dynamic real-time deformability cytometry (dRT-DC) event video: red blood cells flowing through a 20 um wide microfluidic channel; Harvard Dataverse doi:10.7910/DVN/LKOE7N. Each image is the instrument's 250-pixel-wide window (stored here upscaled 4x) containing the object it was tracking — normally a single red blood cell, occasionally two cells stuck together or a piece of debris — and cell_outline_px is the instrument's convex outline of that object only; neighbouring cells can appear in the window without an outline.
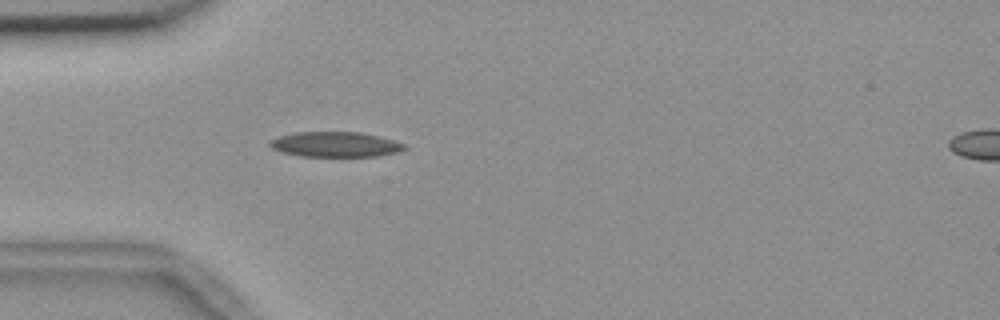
{"species": "common noctule bat (a hibernating species)", "species_latin": "Nyctalus noctula", "temperature_condition": "room temperature", "stored_images_in_passage": 5, "segment_of_instrument_passage": [1, 2], "camera_frame_rate_fps": 3000, "um_per_image_px": 0.085, "animal": {"sex": "female", "body_mass_g": 18.4}, "frame": {"image": 1, "passage_image": 4, "time_ms": 1.0, "image_size_px": [1000, 320], "cell_outline_px": [[408, 148], [400, 152], [376, 156], [300, 156], [280, 152], [272, 148], [268, 144], [272, 140], [280, 136], [296, 132], [360, 132], [392, 140], [404, 144]], "centroid_in_image_um": [28.5, 12.28], "position_along_channel_um": 56.5, "area_um2": 19.59}}